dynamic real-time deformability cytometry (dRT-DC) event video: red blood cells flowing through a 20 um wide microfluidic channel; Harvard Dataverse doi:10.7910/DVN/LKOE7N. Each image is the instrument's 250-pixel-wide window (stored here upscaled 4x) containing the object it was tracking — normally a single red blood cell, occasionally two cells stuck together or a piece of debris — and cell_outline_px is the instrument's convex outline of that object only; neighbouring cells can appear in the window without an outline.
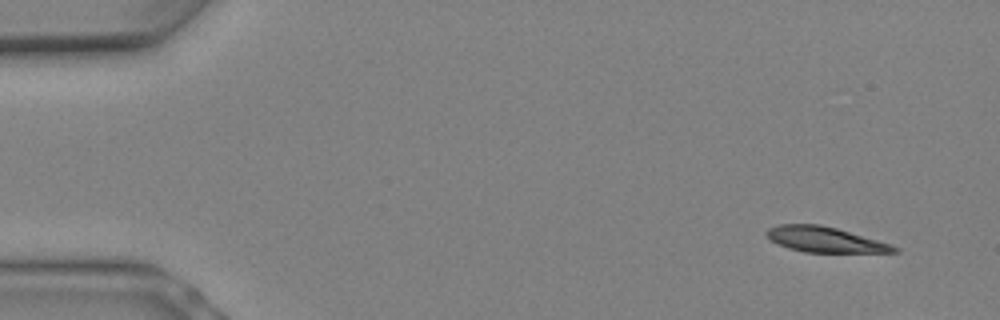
{"species": "Egyptian fruit bat (a non-hibernating species)", "species_latin": "Rousettus aegyptiacus", "temperature_condition": "warm", "stored_images_in_passage": 5, "camera_frame_rate_fps": 3000, "um_per_image_px": 0.085, "animal": {"sex": "female"}, "frame": {"image": 1, "passage_image": 1, "time_ms": 0.0, "image_size_px": [1000, 320], "cell_outline_px": [[900, 252], [804, 252], [788, 248], [772, 240], [764, 232], [768, 228], [780, 224], [820, 224], [836, 228], [892, 244], [900, 248]], "centroid_in_image_um": [70.14, 20.36], "position_along_channel_um": 14.9, "area_um2": 18.73}}